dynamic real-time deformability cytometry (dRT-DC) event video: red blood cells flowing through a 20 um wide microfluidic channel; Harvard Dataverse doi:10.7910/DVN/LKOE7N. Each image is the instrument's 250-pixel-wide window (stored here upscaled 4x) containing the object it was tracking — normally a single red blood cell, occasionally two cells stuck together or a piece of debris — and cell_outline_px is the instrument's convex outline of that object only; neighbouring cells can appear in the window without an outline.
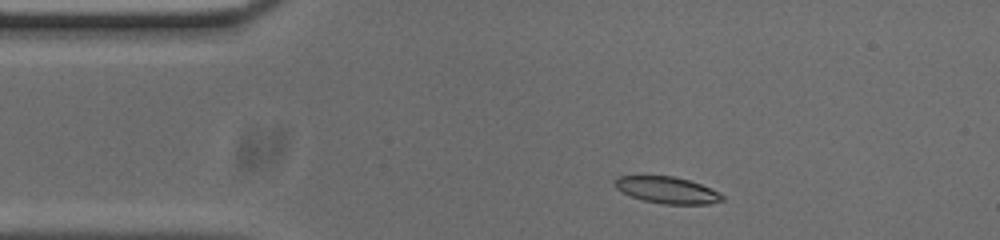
{"species": "common noctule bat (a hibernating species)", "species_latin": "Nyctalus noctula", "temperature_condition": "cold", "stored_images_in_passage": 48, "segment_of_instrument_passage": [1, 2], "camera_frame_rate_fps": 3000, "um_per_image_px": 0.085, "animal": {"sex": "male", "body_mass_g": 20.0, "forearm_length_mm": 53.3}, "frame": {"image": 1, "passage_image": 3, "time_ms": 0.667, "image_size_px": [1000, 240], "cell_outline_px": [[724, 200], [708, 204], [664, 204], [644, 200], [632, 196], [616, 188], [612, 184], [616, 176], [672, 176], [688, 180], [700, 184], [724, 196]], "centroid_in_image_um": [56.66, 16.15], "position_along_channel_um": 28.3, "area_um2": 16.42}}
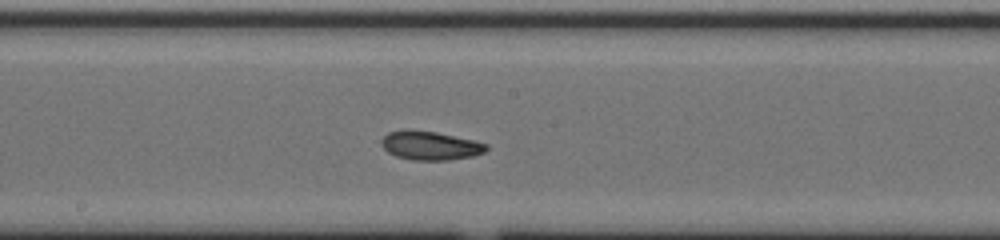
{"frame": {"image": 2, "passage_image": 21, "time_ms": 6.667, "image_size_px": [1000, 240], "cell_outline_px": [[488, 148], [484, 152], [472, 156], [448, 160], [412, 160], [396, 156], [388, 152], [380, 144], [380, 140], [388, 132], [404, 128], [436, 132], [472, 140], [488, 144]], "centroid_in_image_um": [36.52, 12.36], "position_along_channel_um": 211.7, "area_um2": 17.69}}
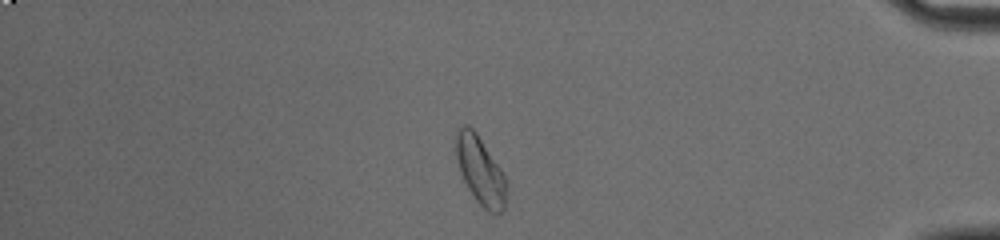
{"frame": {"image": 3, "passage_image": 39, "time_ms": 12.667, "image_size_px": [1000, 240], "cell_outline_px": [[504, 208], [500, 212], [488, 212], [476, 200], [468, 188], [460, 172], [456, 156], [456, 136], [460, 128], [464, 124], [468, 124], [476, 132], [500, 168], [504, 176]], "centroid_in_image_um": [40.79, 14.46], "position_along_channel_um": 394.4, "area_um2": 19.25}}